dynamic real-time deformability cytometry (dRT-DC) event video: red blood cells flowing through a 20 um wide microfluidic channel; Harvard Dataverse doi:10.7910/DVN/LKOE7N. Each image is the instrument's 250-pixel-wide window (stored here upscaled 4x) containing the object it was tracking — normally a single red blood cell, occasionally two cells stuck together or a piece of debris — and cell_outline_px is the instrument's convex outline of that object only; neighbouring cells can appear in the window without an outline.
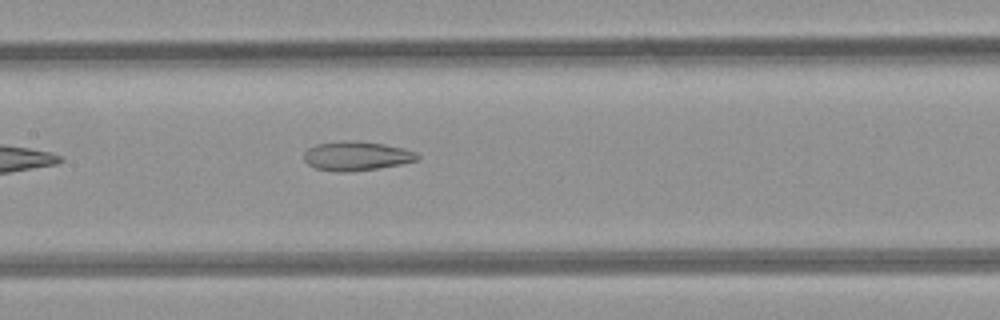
{"species": "common noctule bat (a hibernating species)", "species_latin": "Nyctalus noctula", "temperature_condition": "room temperature", "stored_images_in_passage": 10, "camera_frame_rate_fps": 3000, "um_per_image_px": 0.085, "animal": {"sex": "female", "body_mass_g": 21.9}, "frame": {"image": 1, "passage_image": 9, "time_ms": 9.0, "image_size_px": [1000, 320], "cell_outline_px": [[420, 156], [416, 160], [400, 164], [376, 168], [348, 172], [336, 172], [316, 168], [308, 164], [304, 160], [304, 152], [308, 148], [316, 144], [348, 140], [356, 140], [384, 144], [404, 148], [416, 152]], "centroid_in_image_um": [30.28, 13.25], "position_along_channel_um": 177.1, "area_um2": 19.25}}